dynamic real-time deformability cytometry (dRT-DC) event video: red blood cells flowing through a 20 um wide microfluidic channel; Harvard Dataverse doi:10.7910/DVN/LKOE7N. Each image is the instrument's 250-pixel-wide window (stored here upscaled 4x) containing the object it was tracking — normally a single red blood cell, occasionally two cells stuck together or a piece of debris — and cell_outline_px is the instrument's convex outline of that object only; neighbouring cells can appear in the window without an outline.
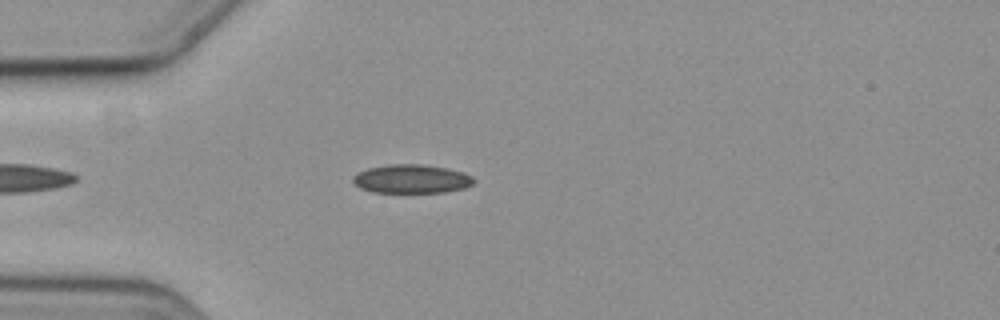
{"species": "common noctule bat (a hibernating species)", "species_latin": "Nyctalus noctula", "temperature_condition": "cold", "stored_images_in_passage": 44, "camera_frame_rate_fps": 3000, "um_per_image_px": 0.085, "animal": {"sex": "female", "body_mass_g": 19.3, "forearm_length_mm": 54.1}, "frame": {"image": 1, "passage_image": 2, "time_ms": 0.333, "image_size_px": [1000, 320], "cell_outline_px": [[476, 180], [472, 184], [464, 188], [444, 192], [372, 192], [360, 188], [352, 180], [352, 176], [368, 168], [388, 164], [420, 164], [448, 168], [464, 172], [472, 176]], "centroid_in_image_um": [35.0, 15.2], "position_along_channel_um": 50.0, "area_um2": 20.23}}
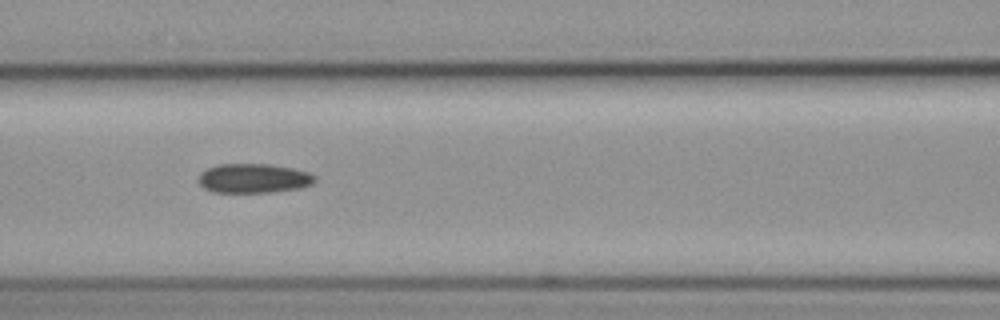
{"frame": {"image": 2, "passage_image": 11, "time_ms": 3.333, "image_size_px": [1000, 320], "cell_outline_px": [[316, 180], [312, 184], [300, 188], [272, 192], [212, 192], [204, 188], [196, 180], [200, 172], [216, 164], [272, 164], [292, 168], [308, 172], [316, 176]], "centroid_in_image_um": [21.53, 15.15], "position_along_channel_um": 145.1, "area_um2": 20.11}}
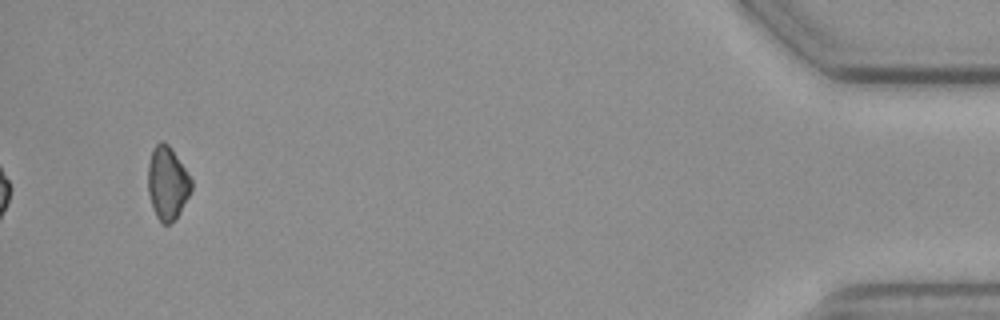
{"frame": {"image": 3, "passage_image": 41, "time_ms": 13.333, "image_size_px": [1000, 320], "cell_outline_px": [[192, 188], [180, 212], [168, 224], [160, 224], [156, 216], [148, 192], [148, 164], [152, 148], [156, 144], [164, 140], [168, 144], [192, 180]], "centroid_in_image_um": [14.21, 15.55], "position_along_channel_um": 421.0, "area_um2": 18.21}}